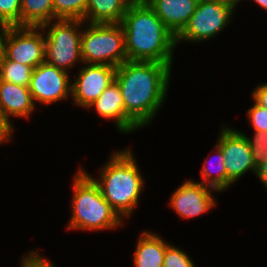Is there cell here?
<instances>
[{"label":"cell","mask_w":267,"mask_h":267,"mask_svg":"<svg viewBox=\"0 0 267 267\" xmlns=\"http://www.w3.org/2000/svg\"><path fill=\"white\" fill-rule=\"evenodd\" d=\"M170 73V65L158 62L127 60L116 68L125 113L138 127L149 124L164 102Z\"/></svg>","instance_id":"1"},{"label":"cell","mask_w":267,"mask_h":267,"mask_svg":"<svg viewBox=\"0 0 267 267\" xmlns=\"http://www.w3.org/2000/svg\"><path fill=\"white\" fill-rule=\"evenodd\" d=\"M121 25L125 35L127 60L172 66L176 36L145 0L133 1L129 5Z\"/></svg>","instance_id":"2"},{"label":"cell","mask_w":267,"mask_h":267,"mask_svg":"<svg viewBox=\"0 0 267 267\" xmlns=\"http://www.w3.org/2000/svg\"><path fill=\"white\" fill-rule=\"evenodd\" d=\"M100 179L94 180L104 199L120 217H129L144 185L130 149L113 153L101 170Z\"/></svg>","instance_id":"3"},{"label":"cell","mask_w":267,"mask_h":267,"mask_svg":"<svg viewBox=\"0 0 267 267\" xmlns=\"http://www.w3.org/2000/svg\"><path fill=\"white\" fill-rule=\"evenodd\" d=\"M73 190L69 229L104 230L122 225L123 219L104 199L94 178L82 169L74 178Z\"/></svg>","instance_id":"4"},{"label":"cell","mask_w":267,"mask_h":267,"mask_svg":"<svg viewBox=\"0 0 267 267\" xmlns=\"http://www.w3.org/2000/svg\"><path fill=\"white\" fill-rule=\"evenodd\" d=\"M82 62L118 67L127 61L121 23H90L81 34Z\"/></svg>","instance_id":"5"},{"label":"cell","mask_w":267,"mask_h":267,"mask_svg":"<svg viewBox=\"0 0 267 267\" xmlns=\"http://www.w3.org/2000/svg\"><path fill=\"white\" fill-rule=\"evenodd\" d=\"M51 23L45 37V62L63 71L71 68L81 57V32L77 27L84 23L80 19L57 20Z\"/></svg>","instance_id":"6"},{"label":"cell","mask_w":267,"mask_h":267,"mask_svg":"<svg viewBox=\"0 0 267 267\" xmlns=\"http://www.w3.org/2000/svg\"><path fill=\"white\" fill-rule=\"evenodd\" d=\"M234 8L216 0H199L188 24L176 37L181 40L204 41L216 36L229 22Z\"/></svg>","instance_id":"7"},{"label":"cell","mask_w":267,"mask_h":267,"mask_svg":"<svg viewBox=\"0 0 267 267\" xmlns=\"http://www.w3.org/2000/svg\"><path fill=\"white\" fill-rule=\"evenodd\" d=\"M217 147L222 151L226 169V188L247 171L256 173L257 163L245 135L231 128H223Z\"/></svg>","instance_id":"8"},{"label":"cell","mask_w":267,"mask_h":267,"mask_svg":"<svg viewBox=\"0 0 267 267\" xmlns=\"http://www.w3.org/2000/svg\"><path fill=\"white\" fill-rule=\"evenodd\" d=\"M39 27L16 26L8 32L4 58L22 63L35 69L45 61V36Z\"/></svg>","instance_id":"9"},{"label":"cell","mask_w":267,"mask_h":267,"mask_svg":"<svg viewBox=\"0 0 267 267\" xmlns=\"http://www.w3.org/2000/svg\"><path fill=\"white\" fill-rule=\"evenodd\" d=\"M29 91L35 100L43 104L66 99L71 93L69 75L45 61L33 69Z\"/></svg>","instance_id":"10"},{"label":"cell","mask_w":267,"mask_h":267,"mask_svg":"<svg viewBox=\"0 0 267 267\" xmlns=\"http://www.w3.org/2000/svg\"><path fill=\"white\" fill-rule=\"evenodd\" d=\"M116 67L88 64L80 69L78 78L71 84V94L76 105L88 108L114 81Z\"/></svg>","instance_id":"11"},{"label":"cell","mask_w":267,"mask_h":267,"mask_svg":"<svg viewBox=\"0 0 267 267\" xmlns=\"http://www.w3.org/2000/svg\"><path fill=\"white\" fill-rule=\"evenodd\" d=\"M213 188L194 181L184 182L173 194L171 207L183 218L201 215L216 204Z\"/></svg>","instance_id":"12"},{"label":"cell","mask_w":267,"mask_h":267,"mask_svg":"<svg viewBox=\"0 0 267 267\" xmlns=\"http://www.w3.org/2000/svg\"><path fill=\"white\" fill-rule=\"evenodd\" d=\"M162 20L164 25L177 37L188 24L199 0H145Z\"/></svg>","instance_id":"13"},{"label":"cell","mask_w":267,"mask_h":267,"mask_svg":"<svg viewBox=\"0 0 267 267\" xmlns=\"http://www.w3.org/2000/svg\"><path fill=\"white\" fill-rule=\"evenodd\" d=\"M98 114L105 119H115L118 130L131 132L139 127L126 115L121 90L113 81L103 93L91 104Z\"/></svg>","instance_id":"14"},{"label":"cell","mask_w":267,"mask_h":267,"mask_svg":"<svg viewBox=\"0 0 267 267\" xmlns=\"http://www.w3.org/2000/svg\"><path fill=\"white\" fill-rule=\"evenodd\" d=\"M34 108L29 87L0 80V110L11 125L10 115L28 117Z\"/></svg>","instance_id":"15"},{"label":"cell","mask_w":267,"mask_h":267,"mask_svg":"<svg viewBox=\"0 0 267 267\" xmlns=\"http://www.w3.org/2000/svg\"><path fill=\"white\" fill-rule=\"evenodd\" d=\"M134 0H88L84 22L121 23Z\"/></svg>","instance_id":"16"},{"label":"cell","mask_w":267,"mask_h":267,"mask_svg":"<svg viewBox=\"0 0 267 267\" xmlns=\"http://www.w3.org/2000/svg\"><path fill=\"white\" fill-rule=\"evenodd\" d=\"M168 245L157 234L143 232L134 253L135 267H163L165 250Z\"/></svg>","instance_id":"17"},{"label":"cell","mask_w":267,"mask_h":267,"mask_svg":"<svg viewBox=\"0 0 267 267\" xmlns=\"http://www.w3.org/2000/svg\"><path fill=\"white\" fill-rule=\"evenodd\" d=\"M53 19V0H21L20 26L44 29Z\"/></svg>","instance_id":"18"},{"label":"cell","mask_w":267,"mask_h":267,"mask_svg":"<svg viewBox=\"0 0 267 267\" xmlns=\"http://www.w3.org/2000/svg\"><path fill=\"white\" fill-rule=\"evenodd\" d=\"M33 68L19 62L0 59V80L29 87Z\"/></svg>","instance_id":"19"},{"label":"cell","mask_w":267,"mask_h":267,"mask_svg":"<svg viewBox=\"0 0 267 267\" xmlns=\"http://www.w3.org/2000/svg\"><path fill=\"white\" fill-rule=\"evenodd\" d=\"M88 0H53L54 19H80L84 21Z\"/></svg>","instance_id":"20"},{"label":"cell","mask_w":267,"mask_h":267,"mask_svg":"<svg viewBox=\"0 0 267 267\" xmlns=\"http://www.w3.org/2000/svg\"><path fill=\"white\" fill-rule=\"evenodd\" d=\"M216 153H217V174L216 176H212V172L209 169V167L203 166V169L201 170V176L203 178L202 183L203 185L209 186L216 191H223L226 190V169L224 166V158L222 151L216 146ZM213 157V156H212ZM212 176V177H211ZM209 180V181H208Z\"/></svg>","instance_id":"21"},{"label":"cell","mask_w":267,"mask_h":267,"mask_svg":"<svg viewBox=\"0 0 267 267\" xmlns=\"http://www.w3.org/2000/svg\"><path fill=\"white\" fill-rule=\"evenodd\" d=\"M21 0H0V21L20 26Z\"/></svg>","instance_id":"22"},{"label":"cell","mask_w":267,"mask_h":267,"mask_svg":"<svg viewBox=\"0 0 267 267\" xmlns=\"http://www.w3.org/2000/svg\"><path fill=\"white\" fill-rule=\"evenodd\" d=\"M163 267H195L192 259L172 245H168L165 250Z\"/></svg>","instance_id":"23"},{"label":"cell","mask_w":267,"mask_h":267,"mask_svg":"<svg viewBox=\"0 0 267 267\" xmlns=\"http://www.w3.org/2000/svg\"><path fill=\"white\" fill-rule=\"evenodd\" d=\"M252 155L256 163H260L267 158V133L255 132L254 139L251 140L245 135Z\"/></svg>","instance_id":"24"},{"label":"cell","mask_w":267,"mask_h":267,"mask_svg":"<svg viewBox=\"0 0 267 267\" xmlns=\"http://www.w3.org/2000/svg\"><path fill=\"white\" fill-rule=\"evenodd\" d=\"M247 115L255 132L267 133V108L255 102L252 108L248 110Z\"/></svg>","instance_id":"25"},{"label":"cell","mask_w":267,"mask_h":267,"mask_svg":"<svg viewBox=\"0 0 267 267\" xmlns=\"http://www.w3.org/2000/svg\"><path fill=\"white\" fill-rule=\"evenodd\" d=\"M22 267H54L46 259L41 258L37 252L31 251L27 257L22 259Z\"/></svg>","instance_id":"26"},{"label":"cell","mask_w":267,"mask_h":267,"mask_svg":"<svg viewBox=\"0 0 267 267\" xmlns=\"http://www.w3.org/2000/svg\"><path fill=\"white\" fill-rule=\"evenodd\" d=\"M13 126L5 119L0 110V144L11 139Z\"/></svg>","instance_id":"27"},{"label":"cell","mask_w":267,"mask_h":267,"mask_svg":"<svg viewBox=\"0 0 267 267\" xmlns=\"http://www.w3.org/2000/svg\"><path fill=\"white\" fill-rule=\"evenodd\" d=\"M252 96L258 105L267 108V83L257 86L255 91H253Z\"/></svg>","instance_id":"28"},{"label":"cell","mask_w":267,"mask_h":267,"mask_svg":"<svg viewBox=\"0 0 267 267\" xmlns=\"http://www.w3.org/2000/svg\"><path fill=\"white\" fill-rule=\"evenodd\" d=\"M1 26V33H0V59L4 56V49H5V41L8 35V32L12 28L11 25H9L6 22L0 21Z\"/></svg>","instance_id":"29"},{"label":"cell","mask_w":267,"mask_h":267,"mask_svg":"<svg viewBox=\"0 0 267 267\" xmlns=\"http://www.w3.org/2000/svg\"><path fill=\"white\" fill-rule=\"evenodd\" d=\"M256 175L267 189V158L257 164Z\"/></svg>","instance_id":"30"},{"label":"cell","mask_w":267,"mask_h":267,"mask_svg":"<svg viewBox=\"0 0 267 267\" xmlns=\"http://www.w3.org/2000/svg\"><path fill=\"white\" fill-rule=\"evenodd\" d=\"M216 1H219L221 3H225V4L230 5L233 8H235L237 2H239L240 0H216Z\"/></svg>","instance_id":"31"},{"label":"cell","mask_w":267,"mask_h":267,"mask_svg":"<svg viewBox=\"0 0 267 267\" xmlns=\"http://www.w3.org/2000/svg\"><path fill=\"white\" fill-rule=\"evenodd\" d=\"M257 4L267 10V0H254Z\"/></svg>","instance_id":"32"}]
</instances>
